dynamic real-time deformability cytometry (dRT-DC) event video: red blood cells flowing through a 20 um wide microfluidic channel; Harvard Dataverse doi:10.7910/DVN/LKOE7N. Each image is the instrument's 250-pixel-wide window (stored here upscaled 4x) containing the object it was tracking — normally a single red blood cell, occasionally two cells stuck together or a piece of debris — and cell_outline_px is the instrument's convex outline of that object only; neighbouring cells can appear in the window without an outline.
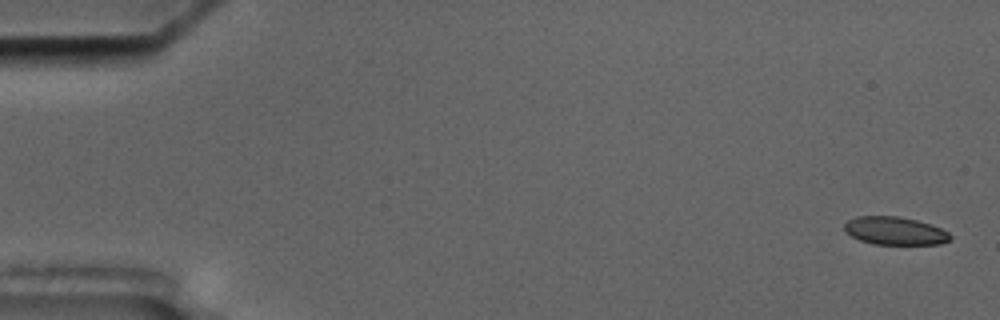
{"species": "common noctule bat (a hibernating species)", "species_latin": "Nyctalus noctula", "temperature_condition": "cold", "stored_images_in_passage": 4, "camera_frame_rate_fps": 3000, "um_per_image_px": 0.085, "animal": {"sex": "male", "body_mass_g": 17.5, "forearm_length_mm": 52.3}, "frame": {"image": 1, "passage_image": 1, "time_ms": 0.0, "image_size_px": [1000, 320], "cell_outline_px": [[952, 240], [940, 244], [872, 244], [860, 240], [852, 236], [844, 228], [844, 224], [848, 220], [856, 216], [896, 216], [916, 220], [932, 224], [948, 232], [952, 236]], "centroid_in_image_um": [76.1, 19.62], "position_along_channel_um": 8.9, "area_um2": 17.28}}